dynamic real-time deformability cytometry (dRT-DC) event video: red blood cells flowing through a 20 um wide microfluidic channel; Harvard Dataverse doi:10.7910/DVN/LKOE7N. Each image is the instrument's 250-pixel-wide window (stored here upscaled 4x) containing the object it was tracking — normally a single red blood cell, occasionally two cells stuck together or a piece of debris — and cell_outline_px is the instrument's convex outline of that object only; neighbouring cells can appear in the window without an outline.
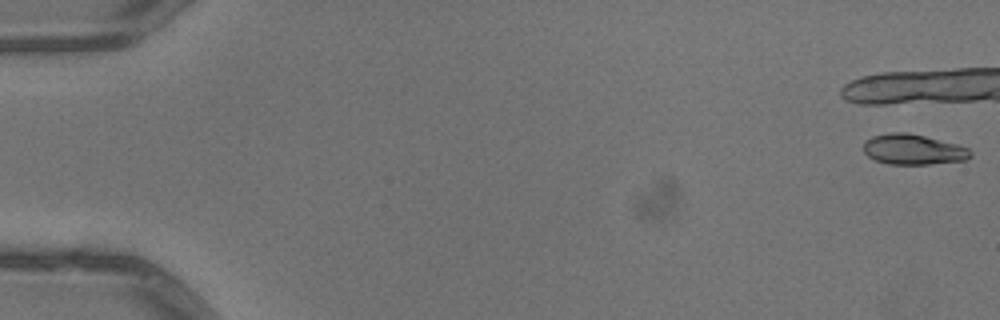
{"species": "common noctule bat (a hibernating species)", "species_latin": "Nyctalus noctula", "temperature_condition": "warm", "stored_images_in_passage": 7, "camera_frame_rate_fps": 3000, "um_per_image_px": 0.085, "animal": {"sex": "male", "body_mass_g": 13.3}, "frame": {"image": 1, "passage_image": 1, "time_ms": 0.0, "image_size_px": [1000, 320], "cell_outline_px": [[972, 156], [968, 160], [928, 164], [888, 164], [876, 160], [868, 156], [864, 152], [864, 140], [872, 136], [892, 132], [908, 132], [956, 144], [968, 148], [972, 152]], "centroid_in_image_um": [77.63, 12.7], "position_along_channel_um": 7.4, "area_um2": 18.96}}